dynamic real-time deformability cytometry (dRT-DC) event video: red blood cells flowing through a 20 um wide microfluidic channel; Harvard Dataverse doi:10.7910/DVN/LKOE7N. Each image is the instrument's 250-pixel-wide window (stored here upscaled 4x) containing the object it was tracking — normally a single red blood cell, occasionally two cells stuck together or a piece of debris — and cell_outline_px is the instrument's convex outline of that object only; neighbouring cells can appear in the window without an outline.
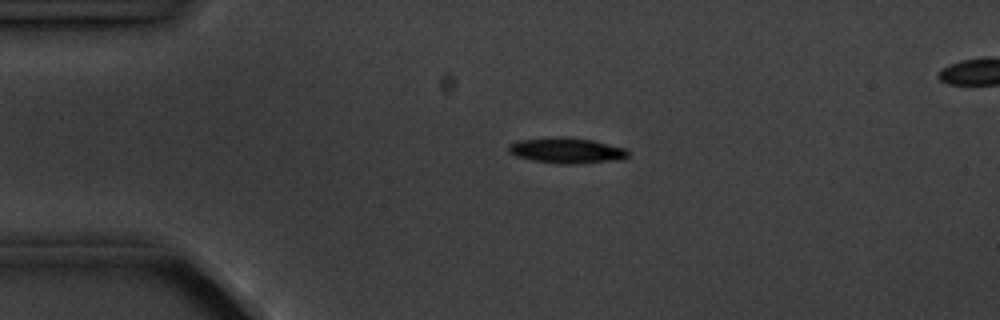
{"species": "common noctule bat (a hibernating species)", "species_latin": "Nyctalus noctula", "temperature_condition": "cold", "stored_images_in_passage": 6, "camera_frame_rate_fps": 3000, "um_per_image_px": 0.085, "animal": {"sex": "male", "body_mass_g": 20.1, "forearm_length_mm": 53.5}, "frame": {"image": 1, "passage_image": 4, "time_ms": 3.667, "image_size_px": [1000, 320], "cell_outline_px": [[628, 156], [620, 160], [576, 164], [560, 164], [532, 160], [516, 156], [508, 152], [508, 144], [516, 140], [556, 136], [560, 136], [592, 140], [624, 148], [628, 152]], "centroid_in_image_um": [48.11, 12.79], "position_along_channel_um": 36.9, "area_um2": 17.98}}